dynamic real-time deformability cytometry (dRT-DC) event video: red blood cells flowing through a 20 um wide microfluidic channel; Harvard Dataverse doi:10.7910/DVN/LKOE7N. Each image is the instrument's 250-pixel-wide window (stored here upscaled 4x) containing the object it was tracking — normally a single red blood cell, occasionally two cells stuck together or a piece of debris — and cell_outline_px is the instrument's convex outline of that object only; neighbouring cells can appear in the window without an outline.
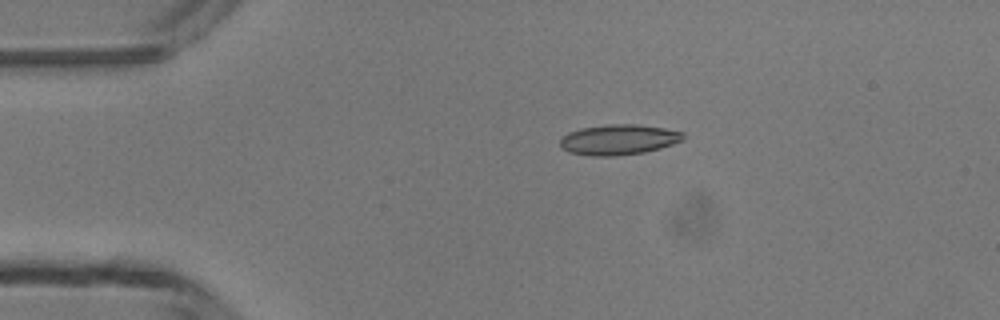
{"species": "common noctule bat (a hibernating species)", "species_latin": "Nyctalus noctula", "temperature_condition": "room temperature", "stored_images_in_passage": 2, "camera_frame_rate_fps": 3000, "um_per_image_px": 0.085, "animal": {"sex": "male", "body_mass_g": 13.3}, "frame": {"image": 1, "passage_image": 1, "time_ms": 0.0, "image_size_px": [1000, 320], "cell_outline_px": [[684, 140], [660, 148], [644, 152], [612, 156], [592, 156], [568, 152], [560, 144], [560, 140], [568, 132], [580, 128], [604, 124], [636, 124], [664, 128], [684, 132]], "centroid_in_image_um": [52.59, 11.86], "position_along_channel_um": 32.4, "area_um2": 21.79}}